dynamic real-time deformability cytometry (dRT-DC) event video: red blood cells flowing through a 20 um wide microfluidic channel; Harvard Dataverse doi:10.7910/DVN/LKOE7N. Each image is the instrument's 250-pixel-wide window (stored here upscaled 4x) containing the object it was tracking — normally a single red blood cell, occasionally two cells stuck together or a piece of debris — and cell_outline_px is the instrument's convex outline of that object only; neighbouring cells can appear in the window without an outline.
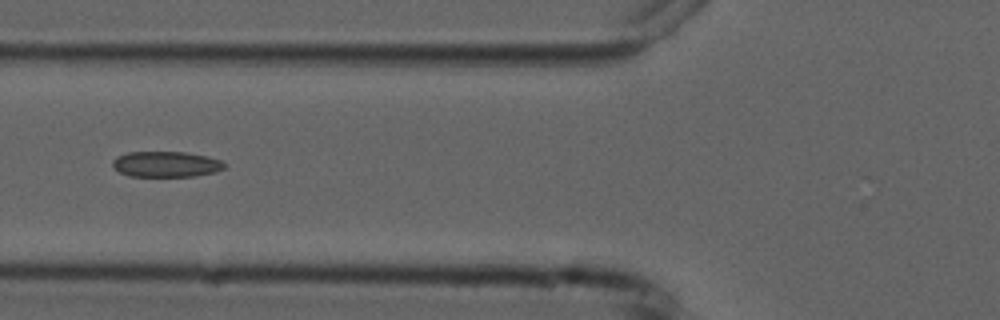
{"species": "common noctule bat (a hibernating species)", "species_latin": "Nyctalus noctula", "temperature_condition": "cold", "stored_images_in_passage": 7, "camera_frame_rate_fps": 3000, "um_per_image_px": 0.085, "animal": {"sex": "male", "forearm_length_mm": 52.5}, "frame": {"image": 1, "passage_image": 6, "time_ms": 6.0, "image_size_px": [1000, 320], "cell_outline_px": [[228, 164], [224, 168], [212, 172], [192, 176], [132, 176], [120, 172], [112, 168], [112, 160], [116, 156], [128, 152], [184, 152], [204, 156], [220, 160]], "centroid_in_image_um": [14.06, 13.95], "position_along_channel_um": 111.7, "area_um2": 16.59}}
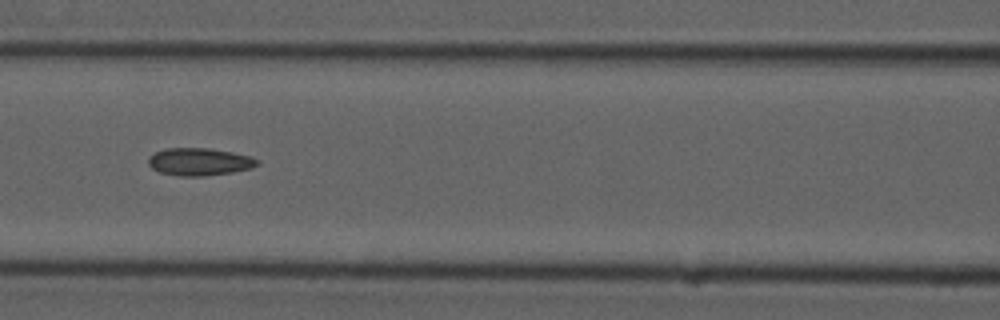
{"frame": {"image": 2, "passage_image": 7, "time_ms": 7.0, "image_size_px": [1000, 320], "cell_outline_px": [[260, 164], [252, 168], [232, 172], [204, 176], [180, 176], [160, 172], [152, 168], [148, 164], [148, 156], [156, 152], [168, 148], [208, 148], [232, 152], [252, 156], [260, 160]], "centroid_in_image_um": [16.98, 13.75], "position_along_channel_um": 149.6, "area_um2": 17.57}}